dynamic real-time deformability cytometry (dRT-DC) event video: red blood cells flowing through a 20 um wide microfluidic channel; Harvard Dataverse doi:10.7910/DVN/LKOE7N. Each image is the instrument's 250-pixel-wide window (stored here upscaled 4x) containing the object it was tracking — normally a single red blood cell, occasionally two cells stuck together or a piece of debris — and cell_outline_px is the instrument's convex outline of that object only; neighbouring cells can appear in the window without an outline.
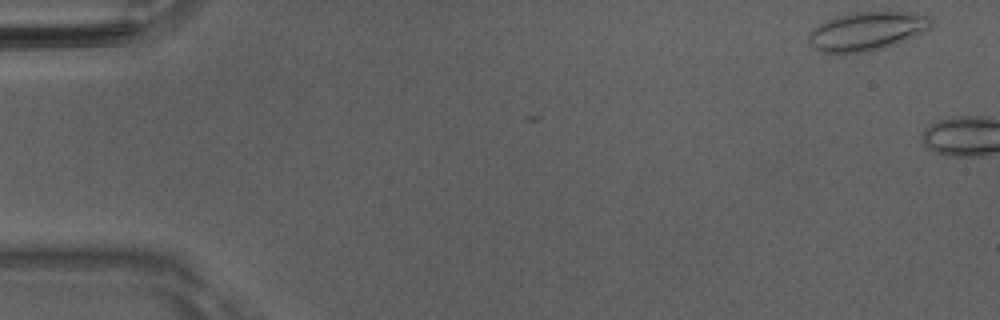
{"species": "Egyptian fruit bat (a non-hibernating species)", "species_latin": "Rousettus aegyptiacus", "temperature_condition": "room temperature", "stored_images_in_passage": 2, "camera_frame_rate_fps": 3000, "um_per_image_px": 0.085, "animal": {"sex": "male"}, "frame": {"image": 1, "passage_image": 2, "time_ms": 0.333, "image_size_px": [1000, 320], "cell_outline_px": [[932, 28], [896, 44], [884, 48], [868, 52], [820, 52], [808, 44], [808, 36], [812, 28], [836, 16], [852, 12], [908, 12], [932, 16]], "centroid_in_image_um": [73.7, 2.64], "position_along_channel_um": 11.3, "area_um2": 27.69}}